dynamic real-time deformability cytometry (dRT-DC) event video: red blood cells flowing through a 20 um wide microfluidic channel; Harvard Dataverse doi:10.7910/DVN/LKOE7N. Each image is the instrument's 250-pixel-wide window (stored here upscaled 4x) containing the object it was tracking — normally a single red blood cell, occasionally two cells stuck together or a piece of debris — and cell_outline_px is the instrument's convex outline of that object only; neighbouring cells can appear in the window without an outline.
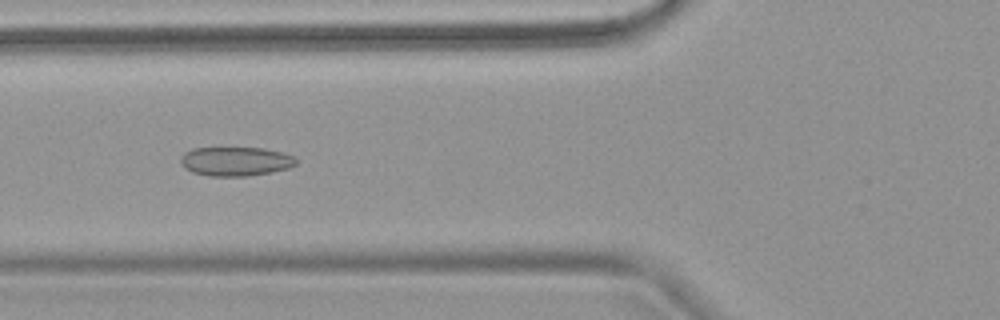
{"species": "common noctule bat (a hibernating species)", "species_latin": "Nyctalus noctula", "temperature_condition": "warm", "stored_images_in_passage": 6, "camera_frame_rate_fps": 3000, "um_per_image_px": 0.085, "animal": {"sex": "female", "body_mass_g": 18.4}, "frame": {"image": 1, "passage_image": 4, "time_ms": 3.333, "image_size_px": [1000, 320], "cell_outline_px": [[296, 164], [288, 168], [272, 172], [248, 176], [208, 176], [192, 172], [184, 168], [180, 164], [180, 156], [184, 152], [192, 148], [264, 148], [284, 152], [292, 156], [296, 160]], "centroid_in_image_um": [19.99, 13.71], "position_along_channel_um": 105.8, "area_um2": 19.77}}
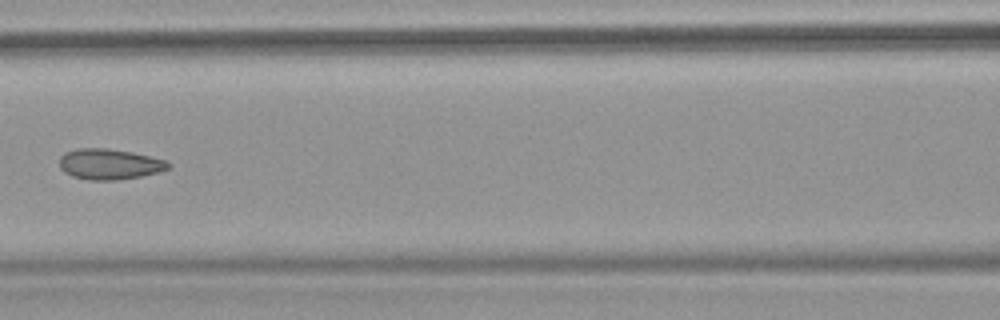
{"frame": {"image": 2, "passage_image": 5, "time_ms": 4.667, "image_size_px": [1000, 320], "cell_outline_px": [[172, 164], [168, 168], [160, 172], [140, 176], [116, 180], [88, 180], [72, 176], [64, 172], [60, 168], [60, 156], [64, 152], [80, 148], [108, 148], [132, 152], [168, 160]], "centroid_in_image_um": [9.31, 13.95], "position_along_channel_um": 157.3, "area_um2": 19.59}}
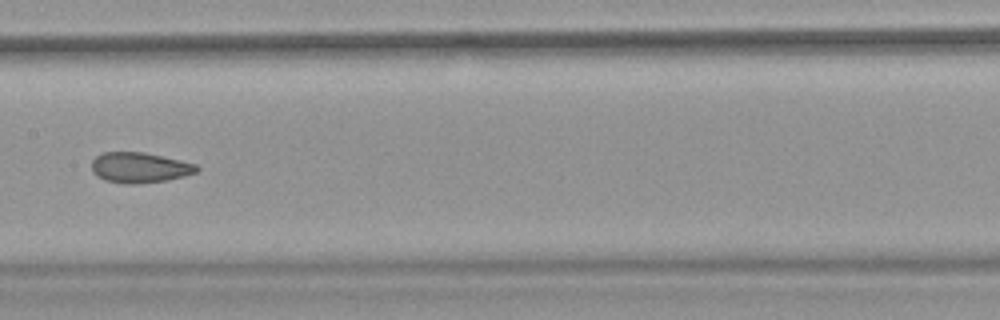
{"frame": {"image": 3, "passage_image": 6, "time_ms": 5.667, "image_size_px": [1000, 320], "cell_outline_px": [[200, 168], [196, 172], [184, 176], [164, 180], [132, 184], [128, 184], [104, 180], [96, 176], [92, 172], [92, 160], [96, 156], [104, 152], [144, 152], [180, 160], [196, 164]], "centroid_in_image_um": [11.84, 14.24], "position_along_channel_um": 195.6, "area_um2": 18.5}}